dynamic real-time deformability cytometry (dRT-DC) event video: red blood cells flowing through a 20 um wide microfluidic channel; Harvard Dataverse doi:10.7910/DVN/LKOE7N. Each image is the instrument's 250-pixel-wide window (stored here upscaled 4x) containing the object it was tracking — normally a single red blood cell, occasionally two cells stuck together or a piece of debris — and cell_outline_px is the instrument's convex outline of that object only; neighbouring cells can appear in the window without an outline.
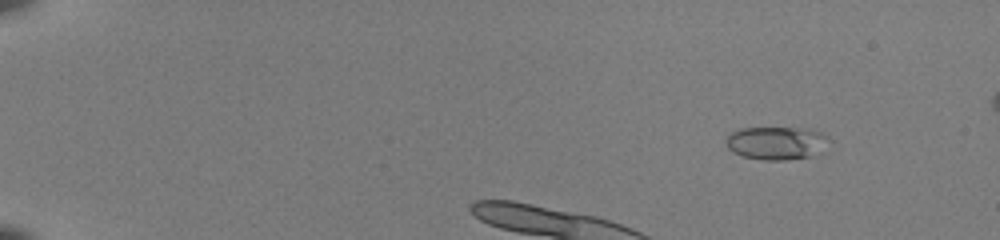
{"species": "common noctule bat (a hibernating species)", "species_latin": "Nyctalus noctula", "temperature_condition": "room temperature", "stored_images_in_passage": 14, "camera_frame_rate_fps": 3000, "um_per_image_px": 0.085, "animal": {"sex": "female", "body_mass_g": 22.0, "forearm_length_mm": 56.7}, "frame": {"image": 1, "passage_image": 7, "time_ms": 2.0, "image_size_px": [1000, 240], "cell_outline_px": [[832, 140], [808, 156], [784, 160], [764, 160], [744, 156], [732, 152], [728, 148], [724, 140], [732, 132], [740, 128], [800, 128], [820, 132], [828, 136]], "centroid_in_image_um": [65.93, 12.14], "position_along_channel_um": 19.1, "area_um2": 19.48}}